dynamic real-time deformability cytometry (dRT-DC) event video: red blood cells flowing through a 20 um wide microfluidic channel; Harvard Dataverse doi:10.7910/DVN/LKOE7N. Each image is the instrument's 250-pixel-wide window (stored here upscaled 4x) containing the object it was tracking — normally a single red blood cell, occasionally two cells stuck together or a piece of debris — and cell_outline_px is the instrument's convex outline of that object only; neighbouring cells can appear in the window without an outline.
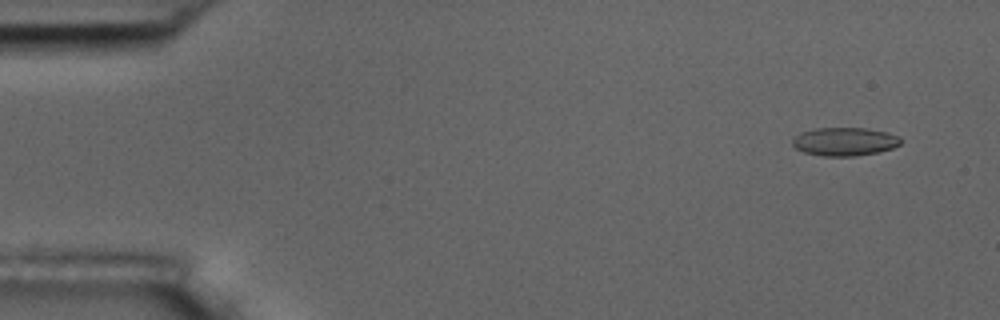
{"species": "common noctule bat (a hibernating species)", "species_latin": "Nyctalus noctula", "temperature_condition": "room temperature", "stored_images_in_passage": 10, "camera_frame_rate_fps": 3000, "um_per_image_px": 0.085, "animal": {"sex": "male", "body_mass_g": 17.5, "forearm_length_mm": 52.3}, "frame": {"image": 1, "passage_image": 1, "time_ms": 0.0, "image_size_px": [1000, 320], "cell_outline_px": [[900, 144], [892, 148], [880, 152], [856, 156], [820, 156], [804, 152], [796, 148], [792, 144], [792, 140], [800, 132], [816, 128], [868, 128], [888, 132], [900, 136]], "centroid_in_image_um": [71.81, 12.03], "position_along_channel_um": 13.2, "area_um2": 18.03}}
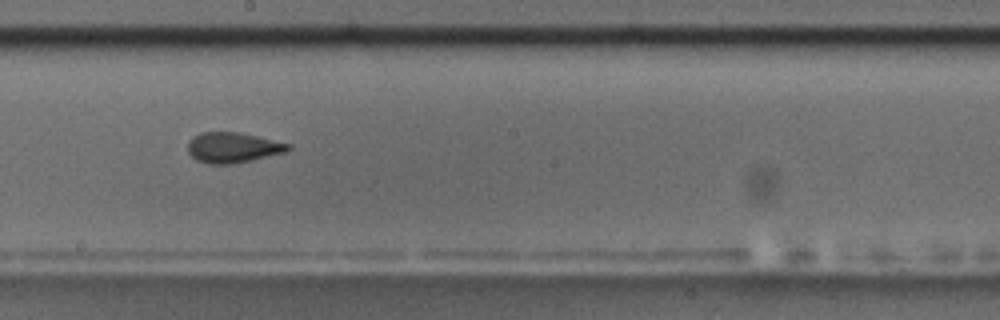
{"frame": {"image": 2, "passage_image": 9, "time_ms": 9.0, "image_size_px": [1000, 320], "cell_outline_px": [[292, 148], [288, 152], [252, 160], [232, 164], [208, 164], [196, 160], [188, 152], [188, 140], [192, 136], [200, 132], [240, 132], [292, 144]], "centroid_in_image_um": [19.81, 12.54], "position_along_channel_um": 228.4, "area_um2": 18.09}}
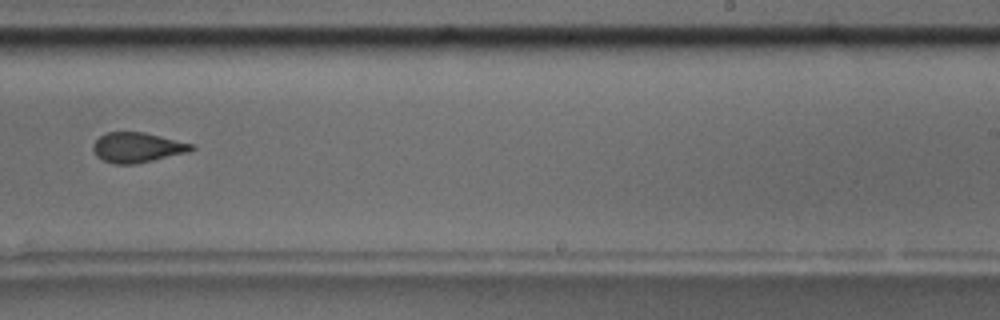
{"frame": {"image": 3, "passage_image": 10, "time_ms": 10.333, "image_size_px": [1000, 320], "cell_outline_px": [[196, 148], [188, 152], [136, 164], [112, 164], [96, 156], [92, 148], [92, 144], [100, 136], [108, 132], [144, 132], [196, 144]], "centroid_in_image_um": [11.69, 12.53], "position_along_channel_um": 277.3, "area_um2": 17.34}}